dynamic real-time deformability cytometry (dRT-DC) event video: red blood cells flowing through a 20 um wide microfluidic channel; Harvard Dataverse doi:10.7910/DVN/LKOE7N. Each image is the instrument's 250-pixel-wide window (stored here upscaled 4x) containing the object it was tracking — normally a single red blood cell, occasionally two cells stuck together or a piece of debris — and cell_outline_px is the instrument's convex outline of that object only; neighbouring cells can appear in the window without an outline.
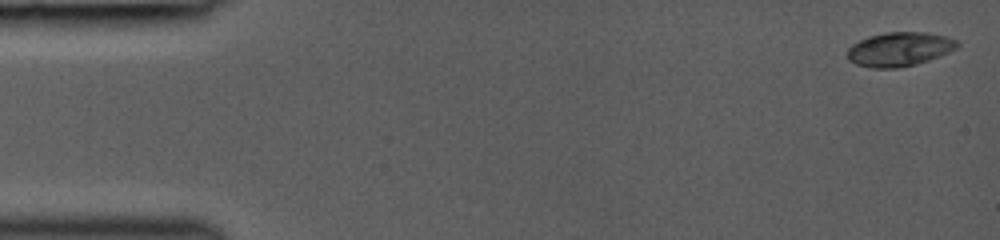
{"species": "common noctule bat (a hibernating species)", "species_latin": "Nyctalus noctula", "temperature_condition": "room temperature", "stored_images_in_passage": 23, "camera_frame_rate_fps": 3000, "um_per_image_px": 0.085, "animal": {"sex": "female", "body_mass_g": 19.0, "forearm_length_mm": 53.3}, "frame": {"image": 1, "passage_image": 1, "time_ms": 0.0, "image_size_px": [1000, 240], "cell_outline_px": [[960, 44], [956, 48], [940, 56], [916, 64], [900, 68], [872, 68], [856, 64], [848, 60], [848, 48], [852, 44], [868, 36], [888, 32], [928, 32], [948, 36], [956, 40]], "centroid_in_image_um": [76.46, 4.18], "position_along_channel_um": 8.5, "area_um2": 21.91}}
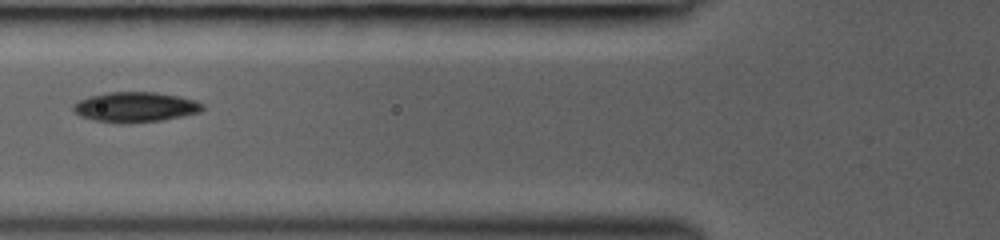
{"frame": {"image": 2, "passage_image": 18, "time_ms": 5.667, "image_size_px": [1000, 240], "cell_outline_px": [[204, 108], [200, 112], [184, 116], [164, 120], [128, 124], [96, 120], [80, 116], [72, 108], [72, 104], [88, 96], [108, 92], [156, 92], [180, 96], [196, 100], [204, 104]], "centroid_in_image_um": [11.54, 9.1], "position_along_channel_um": 114.3, "area_um2": 22.89}}
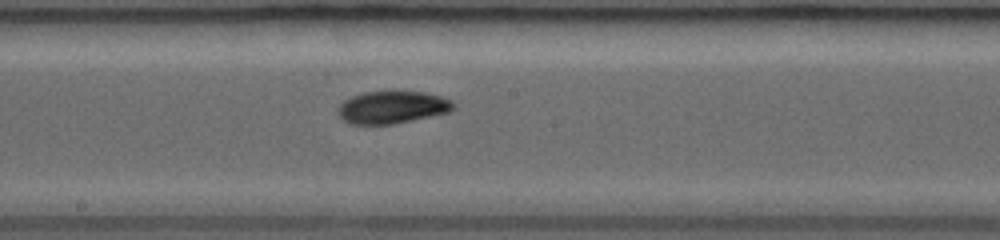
{"frame": {"image": 3, "passage_image": 23, "time_ms": 8.0, "image_size_px": [1000, 240], "cell_outline_px": [[456, 108], [448, 112], [392, 124], [352, 124], [340, 120], [336, 112], [340, 104], [344, 100], [352, 96], [364, 92], [424, 92], [440, 96], [452, 100], [456, 104]], "centroid_in_image_um": [33.31, 9.12], "position_along_channel_um": 214.9, "area_um2": 21.79}}